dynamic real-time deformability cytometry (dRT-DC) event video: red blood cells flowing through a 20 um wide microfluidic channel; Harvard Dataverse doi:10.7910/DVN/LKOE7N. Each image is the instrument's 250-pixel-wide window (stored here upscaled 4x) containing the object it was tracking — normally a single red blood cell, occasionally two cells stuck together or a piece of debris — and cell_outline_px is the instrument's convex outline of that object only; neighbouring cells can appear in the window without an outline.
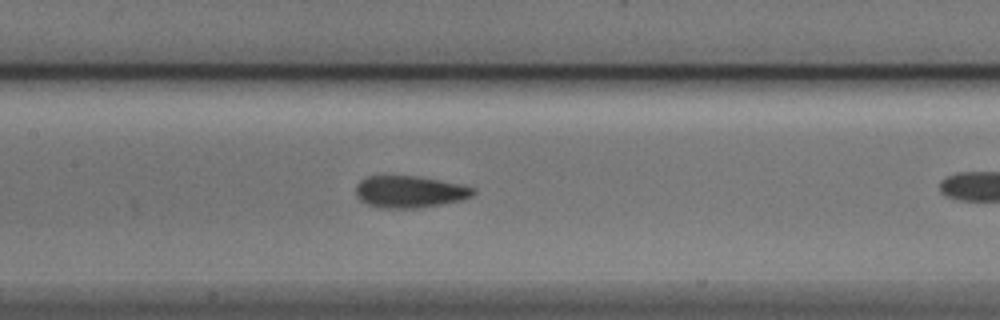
{"species": "Egyptian fruit bat (a non-hibernating species)", "species_latin": "Rousettus aegyptiacus", "temperature_condition": "cold", "stored_images_in_passage": 33, "camera_frame_rate_fps": 3000, "um_per_image_px": 0.085, "animal": {"sex": "male"}, "frame": {"image": 1, "passage_image": 15, "time_ms": 4.667, "image_size_px": [1000, 320], "cell_outline_px": [[476, 192], [472, 196], [460, 200], [420, 208], [380, 208], [364, 204], [356, 196], [356, 184], [360, 180], [368, 176], [420, 176], [460, 184], [476, 188]], "centroid_in_image_um": [34.8, 16.3], "position_along_channel_um": 172.6, "area_um2": 22.02}}
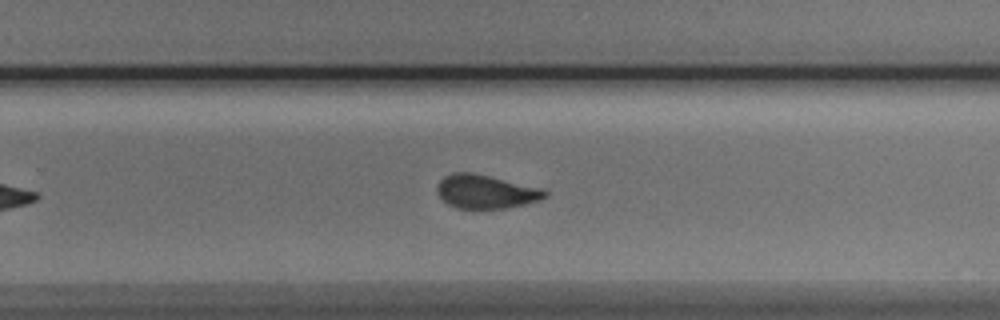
{"frame": {"image": 2, "passage_image": 24, "time_ms": 7.667, "image_size_px": [1000, 320], "cell_outline_px": [[548, 196], [540, 200], [524, 204], [504, 208], [456, 208], [448, 204], [436, 192], [436, 184], [444, 176], [452, 172], [472, 172], [544, 188], [548, 192]], "centroid_in_image_um": [41.29, 16.27], "position_along_channel_um": 288.5, "area_um2": 21.33}, "authors_computed_cell_mechanics": {"area_um2": 22.0218, "velocity_mm_per_s": 3.8781, "shape_relaxation_time_tau1_ms": 6.4701, "shape_relaxation_time_tau2_ms": 1.3091, "deformation_change_tau1": 0.1683, "deformation_change_tau2": 0.0588}}